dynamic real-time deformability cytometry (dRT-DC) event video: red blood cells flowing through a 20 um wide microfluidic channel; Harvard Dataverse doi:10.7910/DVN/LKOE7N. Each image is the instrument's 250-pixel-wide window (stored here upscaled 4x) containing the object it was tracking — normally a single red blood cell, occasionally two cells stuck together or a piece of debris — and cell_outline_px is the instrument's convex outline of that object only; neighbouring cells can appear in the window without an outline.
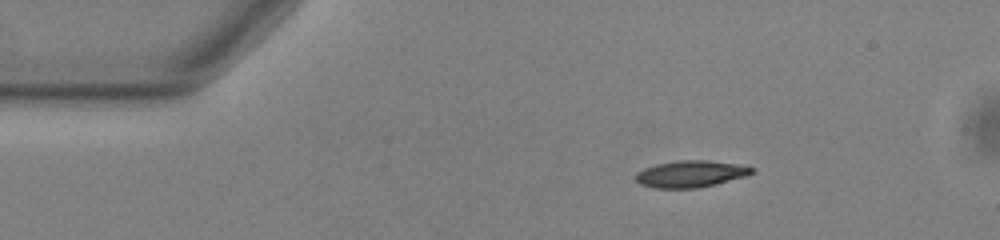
{"species": "common noctule bat (a hibernating species)", "species_latin": "Nyctalus noctula", "temperature_condition": "warm", "stored_images_in_passage": 47, "segment_of_instrument_passage": [1, 2], "camera_frame_rate_fps": 3000, "um_per_image_px": 0.085, "animal": {"sex": "male", "body_mass_g": 13.0, "forearm_length_mm": 53.1}, "frame": {"image": 1, "passage_image": 1, "time_ms": 0.0, "image_size_px": [1000, 240], "cell_outline_px": [[756, 172], [748, 176], [700, 188], [656, 188], [640, 184], [636, 180], [636, 172], [644, 168], [656, 164], [676, 160], [708, 160], [748, 164], [756, 168]], "centroid_in_image_um": [58.82, 14.76], "position_along_channel_um": 26.2, "area_um2": 18.67}}
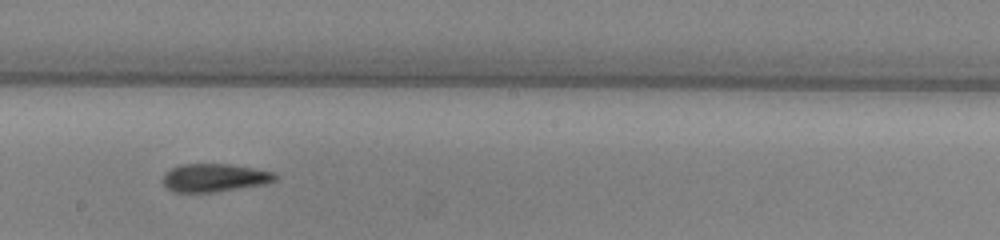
{"frame": {"image": 2, "passage_image": 22, "time_ms": 7.0, "image_size_px": [1000, 240], "cell_outline_px": [[280, 176], [276, 180], [264, 184], [212, 192], [172, 192], [164, 184], [164, 172], [180, 164], [228, 164], [276, 172]], "centroid_in_image_um": [18.25, 15.1], "position_along_channel_um": 229.9, "area_um2": 18.32}}
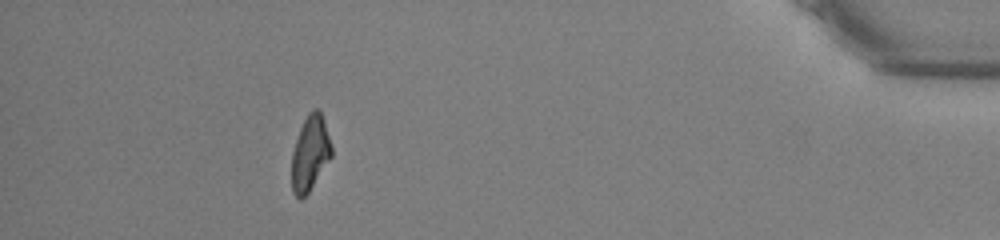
{"frame": {"image": 3, "passage_image": 41, "time_ms": 13.333, "image_size_px": [1000, 240], "cell_outline_px": [[332, 156], [308, 192], [300, 200], [292, 192], [292, 152], [300, 128], [308, 112], [312, 108], [316, 108], [320, 112], [332, 148]], "centroid_in_image_um": [26.34, 13.04], "position_along_channel_um": 408.9, "area_um2": 17.05}}